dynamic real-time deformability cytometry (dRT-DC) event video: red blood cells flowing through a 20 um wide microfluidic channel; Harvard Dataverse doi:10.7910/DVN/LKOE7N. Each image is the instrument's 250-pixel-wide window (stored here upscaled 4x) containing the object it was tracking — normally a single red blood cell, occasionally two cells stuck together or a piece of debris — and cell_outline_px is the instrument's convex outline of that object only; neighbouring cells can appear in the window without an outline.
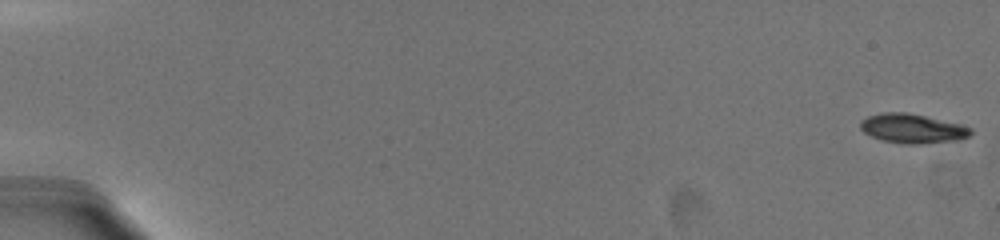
{"species": "common noctule bat (a hibernating species)", "species_latin": "Nyctalus noctula", "temperature_condition": "warm", "stored_images_in_passage": 28, "camera_frame_rate_fps": 3000, "um_per_image_px": 0.085, "animal": {"sex": "female", "body_mass_g": 19.5, "forearm_length_mm": 54.1}, "frame": {"image": 1, "passage_image": 1, "time_ms": 0.0, "image_size_px": [1000, 240], "cell_outline_px": [[972, 132], [968, 136], [952, 140], [924, 144], [904, 144], [884, 140], [872, 136], [864, 132], [860, 128], [860, 120], [868, 116], [880, 112], [904, 112], [924, 116], [972, 128]], "centroid_in_image_um": [77.48, 10.92], "position_along_channel_um": 7.5, "area_um2": 18.44}}
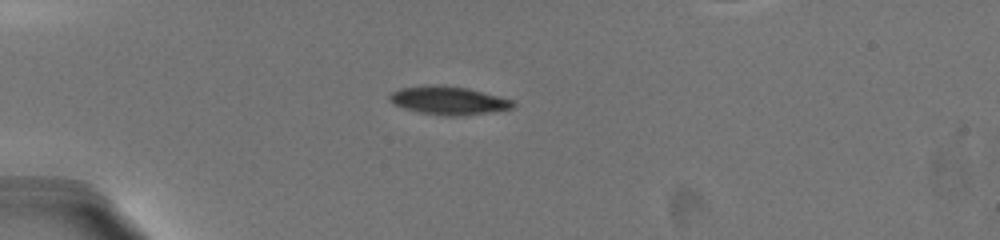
{"frame": {"image": 2, "passage_image": 23, "time_ms": 5.667, "image_size_px": [1000, 240], "cell_outline_px": [[516, 108], [460, 116], [444, 116], [420, 112], [404, 108], [388, 100], [388, 96], [392, 92], [400, 88], [424, 84], [432, 84], [468, 88], [500, 96], [512, 100], [516, 104]], "centroid_in_image_um": [38.13, 8.53], "position_along_channel_um": 46.9, "area_um2": 20.46}}